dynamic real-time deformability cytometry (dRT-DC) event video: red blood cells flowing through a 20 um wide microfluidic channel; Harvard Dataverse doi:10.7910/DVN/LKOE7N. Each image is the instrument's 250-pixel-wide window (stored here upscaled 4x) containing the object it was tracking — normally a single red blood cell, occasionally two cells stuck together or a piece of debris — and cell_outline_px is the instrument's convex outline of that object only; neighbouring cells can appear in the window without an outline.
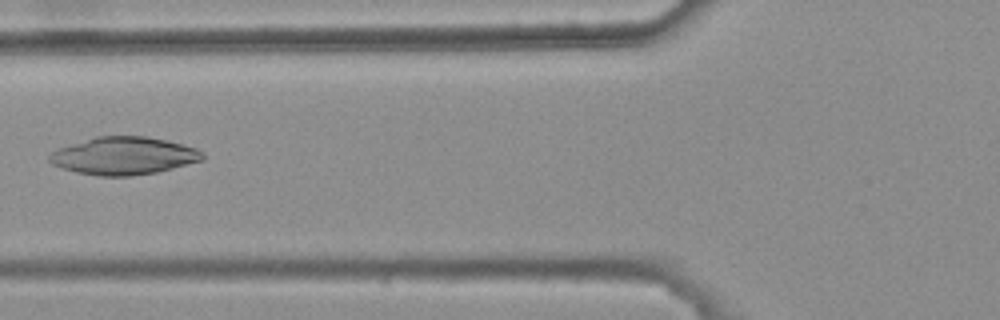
{"species": "common noctule bat (a hibernating species)", "species_latin": "Nyctalus noctula", "temperature_condition": "warm", "stored_images_in_passage": 5, "camera_frame_rate_fps": 3000, "um_per_image_px": 0.085, "animal": {"sex": "female", "body_mass_g": 25.1}, "frame": {"image": 1, "passage_image": 4, "time_ms": 1.0, "image_size_px": [1000, 320], "cell_outline_px": [[204, 160], [156, 172], [128, 176], [100, 176], [76, 172], [52, 164], [48, 160], [48, 156], [52, 152], [60, 148], [96, 136], [148, 136], [196, 148], [204, 152]], "centroid_in_image_um": [10.53, 13.24], "position_along_channel_um": 115.3, "area_um2": 33.29}}
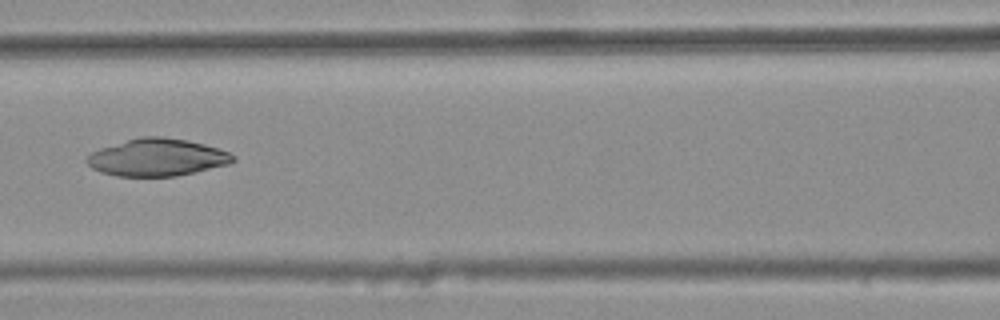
{"frame": {"image": 2, "passage_image": 5, "time_ms": 1.333, "image_size_px": [1000, 320], "cell_outline_px": [[236, 160], [228, 164], [176, 176], [116, 176], [100, 172], [92, 168], [84, 160], [92, 152], [100, 148], [140, 136], [160, 136], [188, 140], [220, 148], [236, 156]], "centroid_in_image_um": [13.35, 13.37], "position_along_channel_um": 153.2, "area_um2": 31.79}}